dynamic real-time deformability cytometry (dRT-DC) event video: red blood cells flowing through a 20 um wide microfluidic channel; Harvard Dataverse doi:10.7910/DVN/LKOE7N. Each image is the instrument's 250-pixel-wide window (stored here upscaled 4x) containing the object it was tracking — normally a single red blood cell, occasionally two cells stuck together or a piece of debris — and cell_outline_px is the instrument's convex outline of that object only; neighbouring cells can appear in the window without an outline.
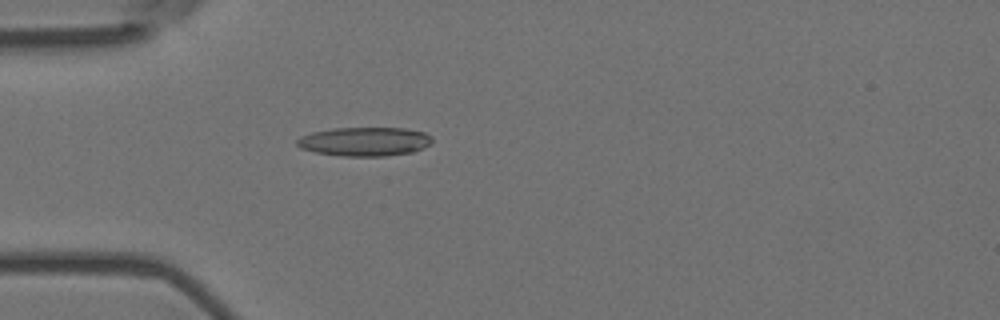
{"species": "Egyptian fruit bat (a non-hibernating species)", "species_latin": "Rousettus aegyptiacus", "temperature_condition": "room temperature", "stored_images_in_passage": 4, "camera_frame_rate_fps": 3000, "um_per_image_px": 0.085, "animal": {"sex": "female"}, "frame": {"image": 1, "passage_image": 4, "time_ms": 1.0, "image_size_px": [1000, 320], "cell_outline_px": [[432, 144], [424, 148], [412, 152], [384, 156], [340, 156], [316, 152], [300, 148], [296, 144], [296, 140], [300, 136], [312, 132], [332, 128], [404, 128], [424, 132], [432, 136]], "centroid_in_image_um": [31.0, 12.03], "position_along_channel_um": 54.0, "area_um2": 22.95}}